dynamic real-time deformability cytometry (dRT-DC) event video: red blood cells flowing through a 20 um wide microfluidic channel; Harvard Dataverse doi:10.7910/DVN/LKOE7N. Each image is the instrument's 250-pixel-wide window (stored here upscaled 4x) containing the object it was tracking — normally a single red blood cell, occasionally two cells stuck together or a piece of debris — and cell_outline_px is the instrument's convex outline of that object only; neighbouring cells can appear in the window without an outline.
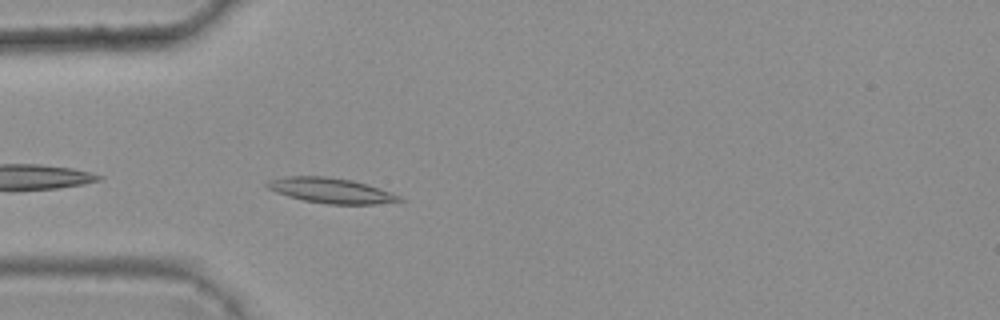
{"species": "common noctule bat (a hibernating species)", "species_latin": "Nyctalus noctula", "temperature_condition": "warm", "stored_images_in_passage": 4, "camera_frame_rate_fps": 3000, "um_per_image_px": 0.085, "animal": {"sex": "female", "body_mass_g": 25.1}, "frame": {"image": 1, "passage_image": 4, "time_ms": 1.0, "image_size_px": [1000, 320], "cell_outline_px": [[408, 200], [372, 204], [328, 204], [304, 200], [288, 196], [276, 192], [268, 188], [264, 184], [268, 180], [288, 176], [324, 176], [352, 180], [380, 188], [392, 192]], "centroid_in_image_um": [28.15, 16.19], "position_along_channel_um": 56.9, "area_um2": 19.36}}